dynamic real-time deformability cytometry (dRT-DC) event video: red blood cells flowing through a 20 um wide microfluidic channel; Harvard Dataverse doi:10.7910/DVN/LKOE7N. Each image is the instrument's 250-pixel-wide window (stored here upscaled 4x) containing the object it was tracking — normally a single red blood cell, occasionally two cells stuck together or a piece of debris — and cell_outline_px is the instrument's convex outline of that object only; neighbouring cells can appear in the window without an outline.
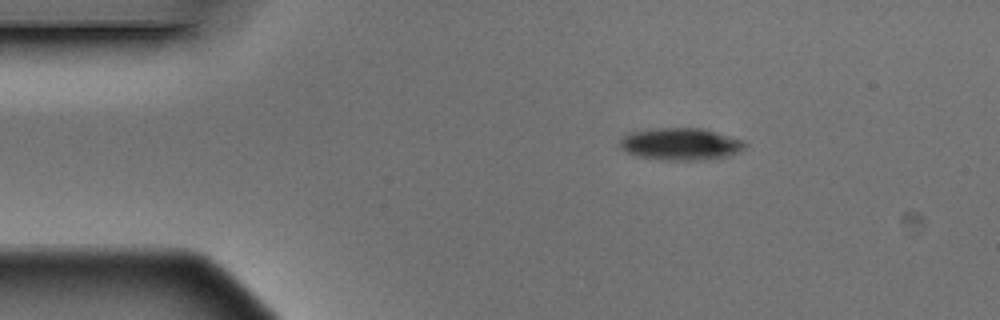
{"species": "Egyptian fruit bat (a non-hibernating species)", "species_latin": "Rousettus aegyptiacus", "temperature_condition": "warm", "stored_images_in_passage": 3, "camera_frame_rate_fps": 3000, "um_per_image_px": 0.085, "animal": {"sex": "male"}, "frame": {"image": 1, "passage_image": 1, "time_ms": 0.0, "image_size_px": [1000, 320], "cell_outline_px": [[748, 144], [744, 148], [728, 156], [712, 160], [660, 160], [636, 156], [624, 152], [620, 148], [620, 140], [628, 132], [660, 128], [700, 128], [744, 140]], "centroid_in_image_um": [57.83, 12.26], "position_along_channel_um": 27.2, "area_um2": 23.64}}
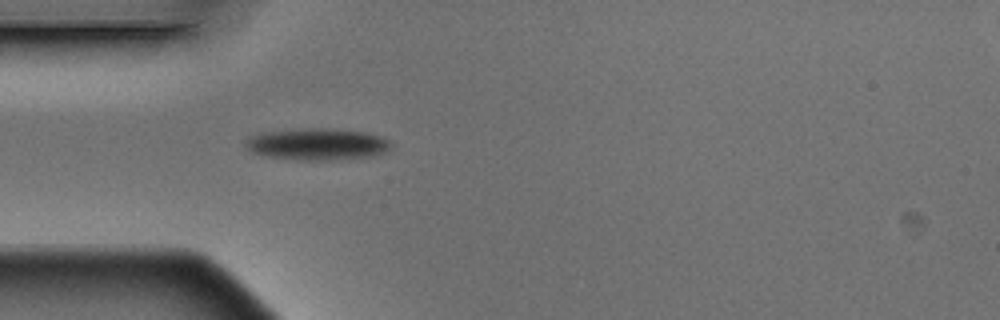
{"frame": {"image": 2, "passage_image": 3, "time_ms": 0.667, "image_size_px": [1000, 320], "cell_outline_px": [[392, 148], [388, 152], [380, 156], [328, 160], [304, 160], [268, 156], [252, 152], [244, 144], [252, 136], [268, 132], [308, 128], [316, 128], [364, 132], [380, 136], [392, 140]], "centroid_in_image_um": [27.11, 12.27], "position_along_channel_um": 57.9, "area_um2": 26.7}}